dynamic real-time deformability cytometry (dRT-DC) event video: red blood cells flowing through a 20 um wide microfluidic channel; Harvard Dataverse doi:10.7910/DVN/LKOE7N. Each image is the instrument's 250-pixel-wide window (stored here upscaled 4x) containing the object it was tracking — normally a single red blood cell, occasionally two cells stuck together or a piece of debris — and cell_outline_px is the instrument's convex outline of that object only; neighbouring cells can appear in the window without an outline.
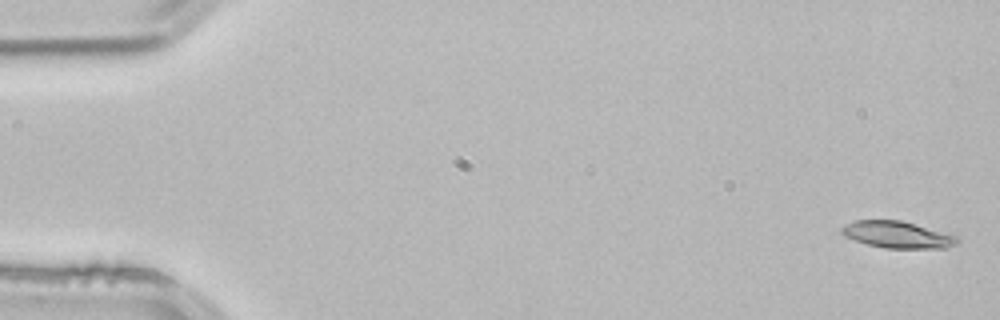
{"species": "common noctule bat (a hibernating species)", "species_latin": "Nyctalus noctula", "temperature_condition": "room temperature", "stored_images_in_passage": 4, "segment_of_instrument_passage": [1, 2], "camera_frame_rate_fps": 3000, "um_per_image_px": 0.085, "animal": {"sex": "male", "body_mass_g": 21.5, "forearm_length_mm": 52.0}, "frame": {"image": 1, "passage_image": 1, "time_ms": 0.0, "image_size_px": [1000, 320], "cell_outline_px": [[960, 240], [956, 244], [948, 248], [884, 248], [868, 244], [856, 240], [840, 232], [840, 228], [856, 220], [900, 220], [952, 232], [960, 236]], "centroid_in_image_um": [76.43, 19.94], "position_along_channel_um": 8.6, "area_um2": 18.32}}